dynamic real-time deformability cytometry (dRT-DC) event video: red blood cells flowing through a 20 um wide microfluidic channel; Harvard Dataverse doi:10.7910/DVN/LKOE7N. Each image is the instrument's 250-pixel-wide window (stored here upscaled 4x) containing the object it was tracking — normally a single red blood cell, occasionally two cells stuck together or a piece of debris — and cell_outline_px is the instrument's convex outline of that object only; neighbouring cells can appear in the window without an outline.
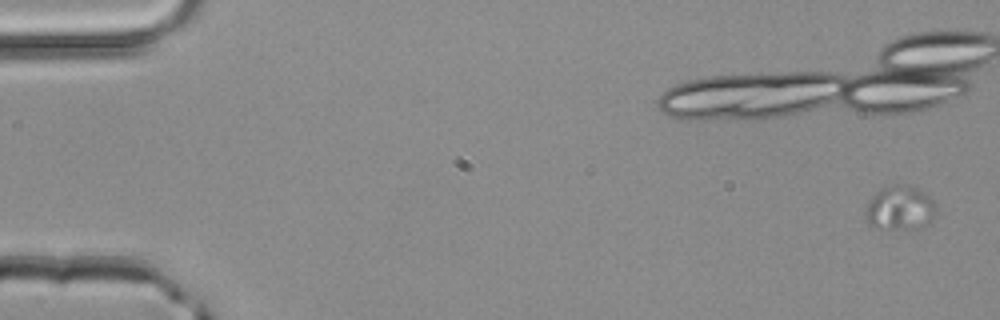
{"species": "common noctule bat (a hibernating species)", "species_latin": "Nyctalus noctula", "temperature_condition": "room temperature", "stored_images_in_passage": 5, "camera_frame_rate_fps": 3000, "um_per_image_px": 0.085, "animal": {"sex": "male", "body_mass_g": 20.4}, "frame": {"image": 1, "passage_image": 1, "time_ms": 0.0, "image_size_px": [1000, 320], "cell_outline_px": [[936, 212], [928, 224], [916, 228], [876, 228], [868, 224], [864, 220], [864, 212], [868, 200], [884, 184], [908, 184], [924, 192], [936, 204]], "centroid_in_image_um": [76.44, 17.65], "position_along_channel_um": 8.6, "area_um2": 18.61}}